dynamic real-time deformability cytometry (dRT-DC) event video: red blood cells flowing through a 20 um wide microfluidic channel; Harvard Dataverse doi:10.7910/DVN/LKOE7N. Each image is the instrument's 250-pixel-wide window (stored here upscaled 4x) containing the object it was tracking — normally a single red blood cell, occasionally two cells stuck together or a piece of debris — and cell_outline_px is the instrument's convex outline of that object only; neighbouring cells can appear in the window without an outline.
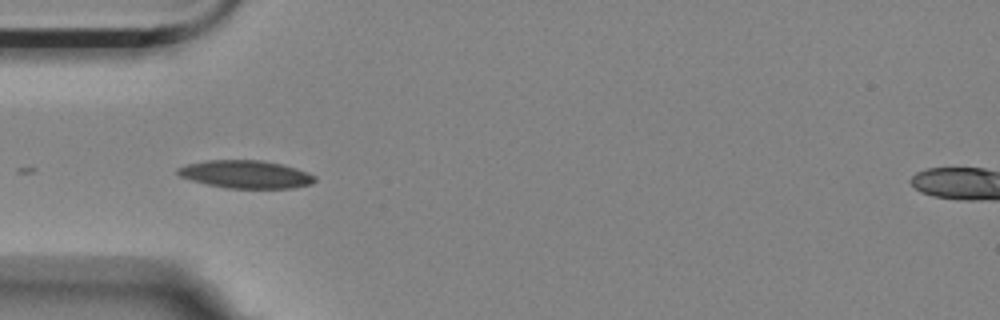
{"species": "Egyptian fruit bat (a non-hibernating species)", "species_latin": "Rousettus aegyptiacus", "temperature_condition": "room temperature", "stored_images_in_passage": 7, "camera_frame_rate_fps": 3000, "um_per_image_px": 0.085, "animal": {"sex": "female"}, "frame": {"image": 1, "passage_image": 5, "time_ms": 1.333, "image_size_px": [1000, 320], "cell_outline_px": [[316, 180], [312, 184], [292, 188], [224, 188], [192, 180], [180, 176], [176, 172], [176, 168], [188, 164], [204, 160], [260, 160], [280, 164], [296, 168], [308, 172], [316, 176]], "centroid_in_image_um": [20.9, 14.82], "position_along_channel_um": 64.1, "area_um2": 22.25}}
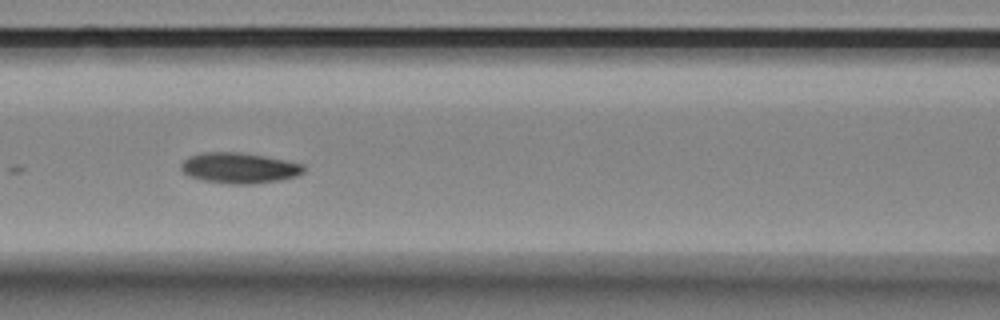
{"frame": {"image": 2, "passage_image": 7, "time_ms": 2.0, "image_size_px": [1000, 320], "cell_outline_px": [[304, 172], [296, 176], [280, 180], [252, 184], [232, 184], [204, 180], [188, 176], [180, 168], [180, 164], [184, 160], [192, 156], [204, 152], [240, 152], [264, 156], [304, 164]], "centroid_in_image_um": [20.34, 14.28], "position_along_channel_um": 146.3, "area_um2": 21.73}}